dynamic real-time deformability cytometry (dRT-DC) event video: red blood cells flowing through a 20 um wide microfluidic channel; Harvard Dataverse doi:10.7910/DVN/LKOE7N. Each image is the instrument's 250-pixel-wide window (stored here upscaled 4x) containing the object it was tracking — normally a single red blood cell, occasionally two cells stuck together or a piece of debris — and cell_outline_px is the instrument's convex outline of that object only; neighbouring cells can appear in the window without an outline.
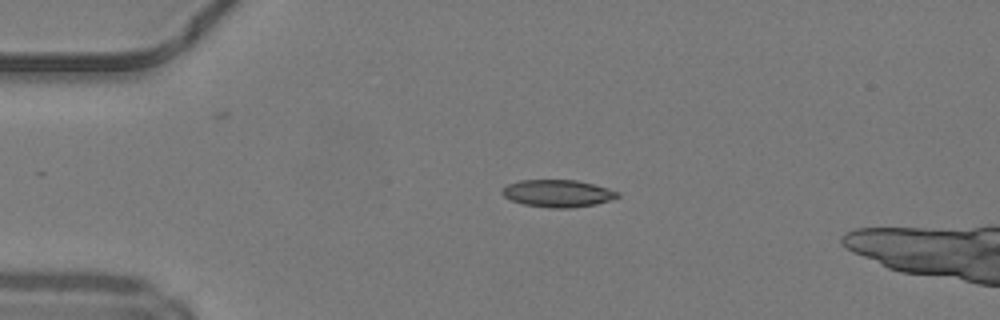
{"species": "common noctule bat (a hibernating species)", "species_latin": "Nyctalus noctula", "temperature_condition": "warm", "stored_images_in_passage": 15, "camera_frame_rate_fps": 3000, "um_per_image_px": 0.085, "animal": {"sex": "male", "body_mass_g": 19.2, "forearm_length_mm": 51.8}, "frame": {"image": 1, "passage_image": 11, "time_ms": 3.333, "image_size_px": [1000, 320], "cell_outline_px": [[620, 196], [596, 204], [568, 208], [552, 208], [524, 204], [512, 200], [504, 196], [500, 192], [508, 184], [520, 180], [576, 180], [608, 188], [620, 192]], "centroid_in_image_um": [47.41, 16.43], "position_along_channel_um": 37.6, "area_um2": 18.15}}